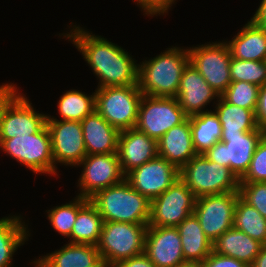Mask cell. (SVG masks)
<instances>
[{"instance_id":"1","label":"cell","mask_w":266,"mask_h":267,"mask_svg":"<svg viewBox=\"0 0 266 267\" xmlns=\"http://www.w3.org/2000/svg\"><path fill=\"white\" fill-rule=\"evenodd\" d=\"M82 53L99 79L98 87L138 85V64L125 49L79 25L62 34Z\"/></svg>"},{"instance_id":"2","label":"cell","mask_w":266,"mask_h":267,"mask_svg":"<svg viewBox=\"0 0 266 267\" xmlns=\"http://www.w3.org/2000/svg\"><path fill=\"white\" fill-rule=\"evenodd\" d=\"M138 64V87L143 95L176 98L181 76L189 63L188 48H167Z\"/></svg>"},{"instance_id":"3","label":"cell","mask_w":266,"mask_h":267,"mask_svg":"<svg viewBox=\"0 0 266 267\" xmlns=\"http://www.w3.org/2000/svg\"><path fill=\"white\" fill-rule=\"evenodd\" d=\"M89 201L97 208L103 221L149 223L151 201L126 179L97 192Z\"/></svg>"},{"instance_id":"4","label":"cell","mask_w":266,"mask_h":267,"mask_svg":"<svg viewBox=\"0 0 266 267\" xmlns=\"http://www.w3.org/2000/svg\"><path fill=\"white\" fill-rule=\"evenodd\" d=\"M179 178L187 185L196 198L205 195L238 192L240 180L229 169L204 154H196L180 169Z\"/></svg>"},{"instance_id":"5","label":"cell","mask_w":266,"mask_h":267,"mask_svg":"<svg viewBox=\"0 0 266 267\" xmlns=\"http://www.w3.org/2000/svg\"><path fill=\"white\" fill-rule=\"evenodd\" d=\"M148 224L104 221L97 249L110 266L144 252Z\"/></svg>"},{"instance_id":"6","label":"cell","mask_w":266,"mask_h":267,"mask_svg":"<svg viewBox=\"0 0 266 267\" xmlns=\"http://www.w3.org/2000/svg\"><path fill=\"white\" fill-rule=\"evenodd\" d=\"M143 94L138 85L96 88V111L119 132L135 128Z\"/></svg>"},{"instance_id":"7","label":"cell","mask_w":266,"mask_h":267,"mask_svg":"<svg viewBox=\"0 0 266 267\" xmlns=\"http://www.w3.org/2000/svg\"><path fill=\"white\" fill-rule=\"evenodd\" d=\"M0 149L35 174L55 175L51 138L47 125L31 135L0 139Z\"/></svg>"},{"instance_id":"8","label":"cell","mask_w":266,"mask_h":267,"mask_svg":"<svg viewBox=\"0 0 266 267\" xmlns=\"http://www.w3.org/2000/svg\"><path fill=\"white\" fill-rule=\"evenodd\" d=\"M266 131L257 128L241 135L221 136L205 153L209 161L228 167L240 180L247 172L257 145Z\"/></svg>"},{"instance_id":"9","label":"cell","mask_w":266,"mask_h":267,"mask_svg":"<svg viewBox=\"0 0 266 267\" xmlns=\"http://www.w3.org/2000/svg\"><path fill=\"white\" fill-rule=\"evenodd\" d=\"M187 118L176 98L143 95L135 128L158 141L168 130Z\"/></svg>"},{"instance_id":"10","label":"cell","mask_w":266,"mask_h":267,"mask_svg":"<svg viewBox=\"0 0 266 267\" xmlns=\"http://www.w3.org/2000/svg\"><path fill=\"white\" fill-rule=\"evenodd\" d=\"M189 63L202 75L211 88L221 96L231 84V53L226 42H212L190 47Z\"/></svg>"},{"instance_id":"11","label":"cell","mask_w":266,"mask_h":267,"mask_svg":"<svg viewBox=\"0 0 266 267\" xmlns=\"http://www.w3.org/2000/svg\"><path fill=\"white\" fill-rule=\"evenodd\" d=\"M196 197L179 178L164 193L151 200L148 226L177 227L193 214Z\"/></svg>"},{"instance_id":"12","label":"cell","mask_w":266,"mask_h":267,"mask_svg":"<svg viewBox=\"0 0 266 267\" xmlns=\"http://www.w3.org/2000/svg\"><path fill=\"white\" fill-rule=\"evenodd\" d=\"M239 197V192H227L196 198L193 213L204 234L212 242L226 230L233 228L234 211Z\"/></svg>"},{"instance_id":"13","label":"cell","mask_w":266,"mask_h":267,"mask_svg":"<svg viewBox=\"0 0 266 267\" xmlns=\"http://www.w3.org/2000/svg\"><path fill=\"white\" fill-rule=\"evenodd\" d=\"M83 166L78 180L80 197L90 199L97 192L120 183L125 179L118 154L86 155L77 165Z\"/></svg>"},{"instance_id":"14","label":"cell","mask_w":266,"mask_h":267,"mask_svg":"<svg viewBox=\"0 0 266 267\" xmlns=\"http://www.w3.org/2000/svg\"><path fill=\"white\" fill-rule=\"evenodd\" d=\"M46 125L51 138L55 175L57 163L65 166H77L87 155L79 121L58 120L47 116Z\"/></svg>"},{"instance_id":"15","label":"cell","mask_w":266,"mask_h":267,"mask_svg":"<svg viewBox=\"0 0 266 267\" xmlns=\"http://www.w3.org/2000/svg\"><path fill=\"white\" fill-rule=\"evenodd\" d=\"M180 170L166 159L157 156L125 175L129 184L150 201L164 193L177 179Z\"/></svg>"},{"instance_id":"16","label":"cell","mask_w":266,"mask_h":267,"mask_svg":"<svg viewBox=\"0 0 266 267\" xmlns=\"http://www.w3.org/2000/svg\"><path fill=\"white\" fill-rule=\"evenodd\" d=\"M48 115L34 110L24 94L18 92L6 105L0 121V139H12L39 132Z\"/></svg>"},{"instance_id":"17","label":"cell","mask_w":266,"mask_h":267,"mask_svg":"<svg viewBox=\"0 0 266 267\" xmlns=\"http://www.w3.org/2000/svg\"><path fill=\"white\" fill-rule=\"evenodd\" d=\"M144 253L155 267H183L184 259L181 238L176 227L148 226Z\"/></svg>"},{"instance_id":"18","label":"cell","mask_w":266,"mask_h":267,"mask_svg":"<svg viewBox=\"0 0 266 267\" xmlns=\"http://www.w3.org/2000/svg\"><path fill=\"white\" fill-rule=\"evenodd\" d=\"M219 97L199 71L188 63L183 70L176 96L178 104L184 110V113L190 117L207 112L209 110H205V107L212 100Z\"/></svg>"},{"instance_id":"19","label":"cell","mask_w":266,"mask_h":267,"mask_svg":"<svg viewBox=\"0 0 266 267\" xmlns=\"http://www.w3.org/2000/svg\"><path fill=\"white\" fill-rule=\"evenodd\" d=\"M117 154L123 173L141 166L158 156L157 141L145 133L131 128L120 131Z\"/></svg>"},{"instance_id":"20","label":"cell","mask_w":266,"mask_h":267,"mask_svg":"<svg viewBox=\"0 0 266 267\" xmlns=\"http://www.w3.org/2000/svg\"><path fill=\"white\" fill-rule=\"evenodd\" d=\"M158 156L179 170L197 153L193 145L189 117L180 125L168 130L158 141Z\"/></svg>"},{"instance_id":"21","label":"cell","mask_w":266,"mask_h":267,"mask_svg":"<svg viewBox=\"0 0 266 267\" xmlns=\"http://www.w3.org/2000/svg\"><path fill=\"white\" fill-rule=\"evenodd\" d=\"M87 155L117 153L119 131L96 110L81 122Z\"/></svg>"},{"instance_id":"22","label":"cell","mask_w":266,"mask_h":267,"mask_svg":"<svg viewBox=\"0 0 266 267\" xmlns=\"http://www.w3.org/2000/svg\"><path fill=\"white\" fill-rule=\"evenodd\" d=\"M102 262L97 246L74 243L33 261L34 267H98Z\"/></svg>"},{"instance_id":"23","label":"cell","mask_w":266,"mask_h":267,"mask_svg":"<svg viewBox=\"0 0 266 267\" xmlns=\"http://www.w3.org/2000/svg\"><path fill=\"white\" fill-rule=\"evenodd\" d=\"M231 57L246 61H266V30L248 21L231 41H225Z\"/></svg>"},{"instance_id":"24","label":"cell","mask_w":266,"mask_h":267,"mask_svg":"<svg viewBox=\"0 0 266 267\" xmlns=\"http://www.w3.org/2000/svg\"><path fill=\"white\" fill-rule=\"evenodd\" d=\"M184 259L188 264H200L213 251L212 241L204 234L195 214L189 215L177 227Z\"/></svg>"},{"instance_id":"25","label":"cell","mask_w":266,"mask_h":267,"mask_svg":"<svg viewBox=\"0 0 266 267\" xmlns=\"http://www.w3.org/2000/svg\"><path fill=\"white\" fill-rule=\"evenodd\" d=\"M213 243V252L251 265L260 252L262 243L234 227L226 230Z\"/></svg>"},{"instance_id":"26","label":"cell","mask_w":266,"mask_h":267,"mask_svg":"<svg viewBox=\"0 0 266 267\" xmlns=\"http://www.w3.org/2000/svg\"><path fill=\"white\" fill-rule=\"evenodd\" d=\"M216 102L213 110L222 125L221 136L241 135L258 128L255 113L252 110L230 104L222 96Z\"/></svg>"},{"instance_id":"27","label":"cell","mask_w":266,"mask_h":267,"mask_svg":"<svg viewBox=\"0 0 266 267\" xmlns=\"http://www.w3.org/2000/svg\"><path fill=\"white\" fill-rule=\"evenodd\" d=\"M21 216L0 218V267H10L13 255L30 233Z\"/></svg>"},{"instance_id":"28","label":"cell","mask_w":266,"mask_h":267,"mask_svg":"<svg viewBox=\"0 0 266 267\" xmlns=\"http://www.w3.org/2000/svg\"><path fill=\"white\" fill-rule=\"evenodd\" d=\"M193 145L197 154L205 153L220 141L222 125L215 111L199 113L189 117Z\"/></svg>"},{"instance_id":"29","label":"cell","mask_w":266,"mask_h":267,"mask_svg":"<svg viewBox=\"0 0 266 267\" xmlns=\"http://www.w3.org/2000/svg\"><path fill=\"white\" fill-rule=\"evenodd\" d=\"M103 218L97 208L88 201L77 213V217L68 238L69 243L89 244L96 246L100 239Z\"/></svg>"},{"instance_id":"30","label":"cell","mask_w":266,"mask_h":267,"mask_svg":"<svg viewBox=\"0 0 266 267\" xmlns=\"http://www.w3.org/2000/svg\"><path fill=\"white\" fill-rule=\"evenodd\" d=\"M233 227L263 245L266 244V219L240 197L235 206Z\"/></svg>"},{"instance_id":"31","label":"cell","mask_w":266,"mask_h":267,"mask_svg":"<svg viewBox=\"0 0 266 267\" xmlns=\"http://www.w3.org/2000/svg\"><path fill=\"white\" fill-rule=\"evenodd\" d=\"M60 120L81 122L96 109L95 92L87 95L80 90L66 91L58 101Z\"/></svg>"},{"instance_id":"32","label":"cell","mask_w":266,"mask_h":267,"mask_svg":"<svg viewBox=\"0 0 266 267\" xmlns=\"http://www.w3.org/2000/svg\"><path fill=\"white\" fill-rule=\"evenodd\" d=\"M74 200L47 211L51 226L62 236L71 235L78 211L89 201L78 195Z\"/></svg>"},{"instance_id":"33","label":"cell","mask_w":266,"mask_h":267,"mask_svg":"<svg viewBox=\"0 0 266 267\" xmlns=\"http://www.w3.org/2000/svg\"><path fill=\"white\" fill-rule=\"evenodd\" d=\"M230 78L232 82H249L261 87L266 84V61H246L232 58Z\"/></svg>"},{"instance_id":"34","label":"cell","mask_w":266,"mask_h":267,"mask_svg":"<svg viewBox=\"0 0 266 267\" xmlns=\"http://www.w3.org/2000/svg\"><path fill=\"white\" fill-rule=\"evenodd\" d=\"M260 87L243 81L231 82L221 95L228 103L256 112Z\"/></svg>"},{"instance_id":"35","label":"cell","mask_w":266,"mask_h":267,"mask_svg":"<svg viewBox=\"0 0 266 267\" xmlns=\"http://www.w3.org/2000/svg\"><path fill=\"white\" fill-rule=\"evenodd\" d=\"M240 198L266 219V182H240Z\"/></svg>"},{"instance_id":"36","label":"cell","mask_w":266,"mask_h":267,"mask_svg":"<svg viewBox=\"0 0 266 267\" xmlns=\"http://www.w3.org/2000/svg\"><path fill=\"white\" fill-rule=\"evenodd\" d=\"M240 182H266V134L258 143L250 166Z\"/></svg>"},{"instance_id":"37","label":"cell","mask_w":266,"mask_h":267,"mask_svg":"<svg viewBox=\"0 0 266 267\" xmlns=\"http://www.w3.org/2000/svg\"><path fill=\"white\" fill-rule=\"evenodd\" d=\"M148 16L164 15L176 0H133Z\"/></svg>"},{"instance_id":"38","label":"cell","mask_w":266,"mask_h":267,"mask_svg":"<svg viewBox=\"0 0 266 267\" xmlns=\"http://www.w3.org/2000/svg\"><path fill=\"white\" fill-rule=\"evenodd\" d=\"M201 267H249L246 263L232 257L219 255L211 252L210 255L200 263Z\"/></svg>"},{"instance_id":"39","label":"cell","mask_w":266,"mask_h":267,"mask_svg":"<svg viewBox=\"0 0 266 267\" xmlns=\"http://www.w3.org/2000/svg\"><path fill=\"white\" fill-rule=\"evenodd\" d=\"M255 117L258 127L266 131V84L261 86L259 89L258 105Z\"/></svg>"},{"instance_id":"40","label":"cell","mask_w":266,"mask_h":267,"mask_svg":"<svg viewBox=\"0 0 266 267\" xmlns=\"http://www.w3.org/2000/svg\"><path fill=\"white\" fill-rule=\"evenodd\" d=\"M113 267H155L150 259L143 252L129 259L123 260Z\"/></svg>"},{"instance_id":"41","label":"cell","mask_w":266,"mask_h":267,"mask_svg":"<svg viewBox=\"0 0 266 267\" xmlns=\"http://www.w3.org/2000/svg\"><path fill=\"white\" fill-rule=\"evenodd\" d=\"M18 92L13 83L0 85V121L4 108Z\"/></svg>"},{"instance_id":"42","label":"cell","mask_w":266,"mask_h":267,"mask_svg":"<svg viewBox=\"0 0 266 267\" xmlns=\"http://www.w3.org/2000/svg\"><path fill=\"white\" fill-rule=\"evenodd\" d=\"M251 20L266 30V0H262Z\"/></svg>"},{"instance_id":"43","label":"cell","mask_w":266,"mask_h":267,"mask_svg":"<svg viewBox=\"0 0 266 267\" xmlns=\"http://www.w3.org/2000/svg\"><path fill=\"white\" fill-rule=\"evenodd\" d=\"M249 267H266V244L262 245L259 254Z\"/></svg>"},{"instance_id":"44","label":"cell","mask_w":266,"mask_h":267,"mask_svg":"<svg viewBox=\"0 0 266 267\" xmlns=\"http://www.w3.org/2000/svg\"><path fill=\"white\" fill-rule=\"evenodd\" d=\"M183 267H201L200 264H188Z\"/></svg>"},{"instance_id":"45","label":"cell","mask_w":266,"mask_h":267,"mask_svg":"<svg viewBox=\"0 0 266 267\" xmlns=\"http://www.w3.org/2000/svg\"><path fill=\"white\" fill-rule=\"evenodd\" d=\"M98 267H113V266H110L106 264L105 262H102Z\"/></svg>"}]
</instances>
